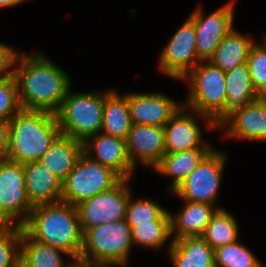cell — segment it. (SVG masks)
Wrapping results in <instances>:
<instances>
[{"label":"cell","instance_id":"6da1fadb","mask_svg":"<svg viewBox=\"0 0 266 267\" xmlns=\"http://www.w3.org/2000/svg\"><path fill=\"white\" fill-rule=\"evenodd\" d=\"M15 62L19 63L13 69V75L21 108L55 114L70 89L68 75L41 53L34 56L18 54Z\"/></svg>","mask_w":266,"mask_h":267},{"label":"cell","instance_id":"7a4b0ae2","mask_svg":"<svg viewBox=\"0 0 266 267\" xmlns=\"http://www.w3.org/2000/svg\"><path fill=\"white\" fill-rule=\"evenodd\" d=\"M22 228L31 238L61 249L71 258L80 255L83 231L76 206L68 202L33 207Z\"/></svg>","mask_w":266,"mask_h":267},{"label":"cell","instance_id":"3957f363","mask_svg":"<svg viewBox=\"0 0 266 267\" xmlns=\"http://www.w3.org/2000/svg\"><path fill=\"white\" fill-rule=\"evenodd\" d=\"M6 159L26 164L39 161L61 135L56 115L44 110L21 109L10 120Z\"/></svg>","mask_w":266,"mask_h":267},{"label":"cell","instance_id":"277c9868","mask_svg":"<svg viewBox=\"0 0 266 267\" xmlns=\"http://www.w3.org/2000/svg\"><path fill=\"white\" fill-rule=\"evenodd\" d=\"M190 82L191 93L186 108L207 118L209 128L220 127L225 121V72L210 61H200L184 78Z\"/></svg>","mask_w":266,"mask_h":267},{"label":"cell","instance_id":"5b68a950","mask_svg":"<svg viewBox=\"0 0 266 267\" xmlns=\"http://www.w3.org/2000/svg\"><path fill=\"white\" fill-rule=\"evenodd\" d=\"M105 93L68 91L55 113L61 134L85 142L101 132Z\"/></svg>","mask_w":266,"mask_h":267},{"label":"cell","instance_id":"8992f818","mask_svg":"<svg viewBox=\"0 0 266 267\" xmlns=\"http://www.w3.org/2000/svg\"><path fill=\"white\" fill-rule=\"evenodd\" d=\"M132 244L131 227L125 219L104 223L83 232L80 255L93 260L109 261L122 267L127 263Z\"/></svg>","mask_w":266,"mask_h":267},{"label":"cell","instance_id":"52a82bcc","mask_svg":"<svg viewBox=\"0 0 266 267\" xmlns=\"http://www.w3.org/2000/svg\"><path fill=\"white\" fill-rule=\"evenodd\" d=\"M121 179L111 168L83 153L74 169L62 181L61 200L76 206L111 189Z\"/></svg>","mask_w":266,"mask_h":267},{"label":"cell","instance_id":"ba28073f","mask_svg":"<svg viewBox=\"0 0 266 267\" xmlns=\"http://www.w3.org/2000/svg\"><path fill=\"white\" fill-rule=\"evenodd\" d=\"M32 209L24 184L23 164L0 159V221L4 225L22 226Z\"/></svg>","mask_w":266,"mask_h":267},{"label":"cell","instance_id":"9c48e42d","mask_svg":"<svg viewBox=\"0 0 266 267\" xmlns=\"http://www.w3.org/2000/svg\"><path fill=\"white\" fill-rule=\"evenodd\" d=\"M121 179L114 187L76 205L82 231L104 223H113L126 218V209L131 195L127 182Z\"/></svg>","mask_w":266,"mask_h":267},{"label":"cell","instance_id":"30bf717a","mask_svg":"<svg viewBox=\"0 0 266 267\" xmlns=\"http://www.w3.org/2000/svg\"><path fill=\"white\" fill-rule=\"evenodd\" d=\"M226 154L212 150L173 193L185 201L214 205Z\"/></svg>","mask_w":266,"mask_h":267},{"label":"cell","instance_id":"8fae6325","mask_svg":"<svg viewBox=\"0 0 266 267\" xmlns=\"http://www.w3.org/2000/svg\"><path fill=\"white\" fill-rule=\"evenodd\" d=\"M160 69L174 79H183L201 60L196 51L193 20L189 17L161 53Z\"/></svg>","mask_w":266,"mask_h":267},{"label":"cell","instance_id":"7c38bea8","mask_svg":"<svg viewBox=\"0 0 266 267\" xmlns=\"http://www.w3.org/2000/svg\"><path fill=\"white\" fill-rule=\"evenodd\" d=\"M233 10V2H229L207 17L203 16L200 8L191 14L195 26L197 56L201 61H208L223 38L233 29Z\"/></svg>","mask_w":266,"mask_h":267},{"label":"cell","instance_id":"4fadbf2b","mask_svg":"<svg viewBox=\"0 0 266 267\" xmlns=\"http://www.w3.org/2000/svg\"><path fill=\"white\" fill-rule=\"evenodd\" d=\"M126 148L131 165L136 160L155 168L165 153L164 127L132 124L126 138Z\"/></svg>","mask_w":266,"mask_h":267},{"label":"cell","instance_id":"5bb4252c","mask_svg":"<svg viewBox=\"0 0 266 267\" xmlns=\"http://www.w3.org/2000/svg\"><path fill=\"white\" fill-rule=\"evenodd\" d=\"M132 124L164 127L182 104L161 93L127 94Z\"/></svg>","mask_w":266,"mask_h":267},{"label":"cell","instance_id":"9a60e30c","mask_svg":"<svg viewBox=\"0 0 266 267\" xmlns=\"http://www.w3.org/2000/svg\"><path fill=\"white\" fill-rule=\"evenodd\" d=\"M100 133L89 137L83 143L84 153L94 161L111 168L122 179H130L135 168L127 154L126 140ZM92 151L96 153L95 158L91 157Z\"/></svg>","mask_w":266,"mask_h":267},{"label":"cell","instance_id":"2e32d148","mask_svg":"<svg viewBox=\"0 0 266 267\" xmlns=\"http://www.w3.org/2000/svg\"><path fill=\"white\" fill-rule=\"evenodd\" d=\"M226 130L227 137L249 140H266V98L248 103L231 114L220 126Z\"/></svg>","mask_w":266,"mask_h":267},{"label":"cell","instance_id":"e0dca14e","mask_svg":"<svg viewBox=\"0 0 266 267\" xmlns=\"http://www.w3.org/2000/svg\"><path fill=\"white\" fill-rule=\"evenodd\" d=\"M24 184L32 207L61 200L62 180L41 161L23 164Z\"/></svg>","mask_w":266,"mask_h":267},{"label":"cell","instance_id":"ac0fdd59","mask_svg":"<svg viewBox=\"0 0 266 267\" xmlns=\"http://www.w3.org/2000/svg\"><path fill=\"white\" fill-rule=\"evenodd\" d=\"M188 110L184 105L164 126L165 153H176L194 148H211L203 144L201 129L192 115H185Z\"/></svg>","mask_w":266,"mask_h":267},{"label":"cell","instance_id":"d6986e66","mask_svg":"<svg viewBox=\"0 0 266 267\" xmlns=\"http://www.w3.org/2000/svg\"><path fill=\"white\" fill-rule=\"evenodd\" d=\"M184 209L176 216L170 215L171 234L177 230L173 240L186 237H202L206 226L218 209L207 203L185 201Z\"/></svg>","mask_w":266,"mask_h":267},{"label":"cell","instance_id":"ffe728a7","mask_svg":"<svg viewBox=\"0 0 266 267\" xmlns=\"http://www.w3.org/2000/svg\"><path fill=\"white\" fill-rule=\"evenodd\" d=\"M169 256L174 267H215L214 249L202 237L172 240Z\"/></svg>","mask_w":266,"mask_h":267},{"label":"cell","instance_id":"44dd1931","mask_svg":"<svg viewBox=\"0 0 266 267\" xmlns=\"http://www.w3.org/2000/svg\"><path fill=\"white\" fill-rule=\"evenodd\" d=\"M83 153V142L61 134L40 161L63 181L74 169Z\"/></svg>","mask_w":266,"mask_h":267},{"label":"cell","instance_id":"7402d4cb","mask_svg":"<svg viewBox=\"0 0 266 267\" xmlns=\"http://www.w3.org/2000/svg\"><path fill=\"white\" fill-rule=\"evenodd\" d=\"M225 92V120L236 110L260 98L253 86L247 63L225 72Z\"/></svg>","mask_w":266,"mask_h":267},{"label":"cell","instance_id":"603a6c76","mask_svg":"<svg viewBox=\"0 0 266 267\" xmlns=\"http://www.w3.org/2000/svg\"><path fill=\"white\" fill-rule=\"evenodd\" d=\"M212 150V148H194L165 154L155 169L174 178L170 186L173 192Z\"/></svg>","mask_w":266,"mask_h":267},{"label":"cell","instance_id":"cb8c5ba5","mask_svg":"<svg viewBox=\"0 0 266 267\" xmlns=\"http://www.w3.org/2000/svg\"><path fill=\"white\" fill-rule=\"evenodd\" d=\"M131 126L127 95L120 97L113 90L106 91L101 132L126 140Z\"/></svg>","mask_w":266,"mask_h":267},{"label":"cell","instance_id":"d4e9b609","mask_svg":"<svg viewBox=\"0 0 266 267\" xmlns=\"http://www.w3.org/2000/svg\"><path fill=\"white\" fill-rule=\"evenodd\" d=\"M254 42L243 36L234 28L223 38L208 60L224 72L247 62L249 52Z\"/></svg>","mask_w":266,"mask_h":267},{"label":"cell","instance_id":"484cf974","mask_svg":"<svg viewBox=\"0 0 266 267\" xmlns=\"http://www.w3.org/2000/svg\"><path fill=\"white\" fill-rule=\"evenodd\" d=\"M60 253L68 255L61 249L31 238L22 228L21 254L33 267H71L70 264H63L64 260Z\"/></svg>","mask_w":266,"mask_h":267},{"label":"cell","instance_id":"4316f807","mask_svg":"<svg viewBox=\"0 0 266 267\" xmlns=\"http://www.w3.org/2000/svg\"><path fill=\"white\" fill-rule=\"evenodd\" d=\"M202 238L215 250L238 240L237 221L226 210L218 209L206 226Z\"/></svg>","mask_w":266,"mask_h":267},{"label":"cell","instance_id":"83f0119b","mask_svg":"<svg viewBox=\"0 0 266 267\" xmlns=\"http://www.w3.org/2000/svg\"><path fill=\"white\" fill-rule=\"evenodd\" d=\"M133 244L149 248L163 246L171 235L170 220H155L131 228Z\"/></svg>","mask_w":266,"mask_h":267},{"label":"cell","instance_id":"f1b7e54d","mask_svg":"<svg viewBox=\"0 0 266 267\" xmlns=\"http://www.w3.org/2000/svg\"><path fill=\"white\" fill-rule=\"evenodd\" d=\"M215 267H263L238 240L214 250Z\"/></svg>","mask_w":266,"mask_h":267},{"label":"cell","instance_id":"f546056e","mask_svg":"<svg viewBox=\"0 0 266 267\" xmlns=\"http://www.w3.org/2000/svg\"><path fill=\"white\" fill-rule=\"evenodd\" d=\"M170 213L152 200L131 201V195L126 209V222L132 228L138 224L155 220H170Z\"/></svg>","mask_w":266,"mask_h":267},{"label":"cell","instance_id":"4dcf8cb0","mask_svg":"<svg viewBox=\"0 0 266 267\" xmlns=\"http://www.w3.org/2000/svg\"><path fill=\"white\" fill-rule=\"evenodd\" d=\"M22 226L2 225L0 227V267H13L21 254Z\"/></svg>","mask_w":266,"mask_h":267},{"label":"cell","instance_id":"1f68e13d","mask_svg":"<svg viewBox=\"0 0 266 267\" xmlns=\"http://www.w3.org/2000/svg\"><path fill=\"white\" fill-rule=\"evenodd\" d=\"M264 39V44H253L246 63L258 96L266 98V37Z\"/></svg>","mask_w":266,"mask_h":267},{"label":"cell","instance_id":"d6a6232c","mask_svg":"<svg viewBox=\"0 0 266 267\" xmlns=\"http://www.w3.org/2000/svg\"><path fill=\"white\" fill-rule=\"evenodd\" d=\"M21 109L15 76L0 78V121H9Z\"/></svg>","mask_w":266,"mask_h":267},{"label":"cell","instance_id":"836d02e7","mask_svg":"<svg viewBox=\"0 0 266 267\" xmlns=\"http://www.w3.org/2000/svg\"><path fill=\"white\" fill-rule=\"evenodd\" d=\"M18 54L12 48L0 43V78L13 74V70L9 68L16 64L15 60Z\"/></svg>","mask_w":266,"mask_h":267},{"label":"cell","instance_id":"e575fe53","mask_svg":"<svg viewBox=\"0 0 266 267\" xmlns=\"http://www.w3.org/2000/svg\"><path fill=\"white\" fill-rule=\"evenodd\" d=\"M10 137L9 121H0V159H6Z\"/></svg>","mask_w":266,"mask_h":267},{"label":"cell","instance_id":"d590c367","mask_svg":"<svg viewBox=\"0 0 266 267\" xmlns=\"http://www.w3.org/2000/svg\"><path fill=\"white\" fill-rule=\"evenodd\" d=\"M72 259L74 262L70 264L71 267H108L110 265H116L115 263L109 261L93 260L81 255Z\"/></svg>","mask_w":266,"mask_h":267},{"label":"cell","instance_id":"8d00e7d4","mask_svg":"<svg viewBox=\"0 0 266 267\" xmlns=\"http://www.w3.org/2000/svg\"><path fill=\"white\" fill-rule=\"evenodd\" d=\"M13 267H33L30 262L20 254L14 261Z\"/></svg>","mask_w":266,"mask_h":267},{"label":"cell","instance_id":"74e56055","mask_svg":"<svg viewBox=\"0 0 266 267\" xmlns=\"http://www.w3.org/2000/svg\"><path fill=\"white\" fill-rule=\"evenodd\" d=\"M24 0H0V7H13L20 3H22Z\"/></svg>","mask_w":266,"mask_h":267}]
</instances>
